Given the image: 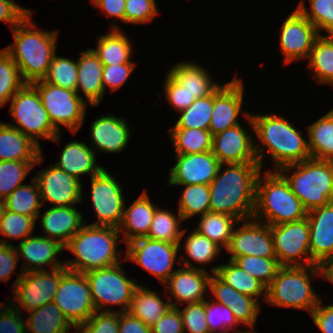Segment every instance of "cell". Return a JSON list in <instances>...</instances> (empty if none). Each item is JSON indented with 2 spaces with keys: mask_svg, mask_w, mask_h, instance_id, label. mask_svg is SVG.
<instances>
[{
  "mask_svg": "<svg viewBox=\"0 0 333 333\" xmlns=\"http://www.w3.org/2000/svg\"><path fill=\"white\" fill-rule=\"evenodd\" d=\"M125 260L135 262L164 284L174 272L179 244L152 240L147 237L135 239L128 244Z\"/></svg>",
  "mask_w": 333,
  "mask_h": 333,
  "instance_id": "5bb4252c",
  "label": "cell"
},
{
  "mask_svg": "<svg viewBox=\"0 0 333 333\" xmlns=\"http://www.w3.org/2000/svg\"><path fill=\"white\" fill-rule=\"evenodd\" d=\"M238 222L239 220L233 216L206 212L201 215L197 228L194 230L226 250L230 244L235 225L238 227Z\"/></svg>",
  "mask_w": 333,
  "mask_h": 333,
  "instance_id": "f35d334b",
  "label": "cell"
},
{
  "mask_svg": "<svg viewBox=\"0 0 333 333\" xmlns=\"http://www.w3.org/2000/svg\"><path fill=\"white\" fill-rule=\"evenodd\" d=\"M26 82L23 80L18 66L10 53L4 48L0 50V108L10 102Z\"/></svg>",
  "mask_w": 333,
  "mask_h": 333,
  "instance_id": "bcb514c9",
  "label": "cell"
},
{
  "mask_svg": "<svg viewBox=\"0 0 333 333\" xmlns=\"http://www.w3.org/2000/svg\"><path fill=\"white\" fill-rule=\"evenodd\" d=\"M67 271L65 267L53 270L34 271L23 273L21 270L14 284L15 304L12 306L21 312L40 308L53 302L56 295L61 276ZM17 302V304H16ZM17 305V306H15Z\"/></svg>",
  "mask_w": 333,
  "mask_h": 333,
  "instance_id": "8fae6325",
  "label": "cell"
},
{
  "mask_svg": "<svg viewBox=\"0 0 333 333\" xmlns=\"http://www.w3.org/2000/svg\"><path fill=\"white\" fill-rule=\"evenodd\" d=\"M310 11L301 0L297 9L315 27L319 34L323 30L333 35V0H309Z\"/></svg>",
  "mask_w": 333,
  "mask_h": 333,
  "instance_id": "681fc988",
  "label": "cell"
},
{
  "mask_svg": "<svg viewBox=\"0 0 333 333\" xmlns=\"http://www.w3.org/2000/svg\"><path fill=\"white\" fill-rule=\"evenodd\" d=\"M280 29L279 45L284 62L287 64L308 59L314 41L320 35L316 27L296 8L285 19Z\"/></svg>",
  "mask_w": 333,
  "mask_h": 333,
  "instance_id": "d6986e66",
  "label": "cell"
},
{
  "mask_svg": "<svg viewBox=\"0 0 333 333\" xmlns=\"http://www.w3.org/2000/svg\"><path fill=\"white\" fill-rule=\"evenodd\" d=\"M0 333H26L25 319L21 318L20 311L12 305L6 307L3 302L0 308Z\"/></svg>",
  "mask_w": 333,
  "mask_h": 333,
  "instance_id": "91938a15",
  "label": "cell"
},
{
  "mask_svg": "<svg viewBox=\"0 0 333 333\" xmlns=\"http://www.w3.org/2000/svg\"><path fill=\"white\" fill-rule=\"evenodd\" d=\"M243 93V81L236 77L221 84L213 92L212 118L209 123L212 136L240 123L238 115L242 110Z\"/></svg>",
  "mask_w": 333,
  "mask_h": 333,
  "instance_id": "44dd1931",
  "label": "cell"
},
{
  "mask_svg": "<svg viewBox=\"0 0 333 333\" xmlns=\"http://www.w3.org/2000/svg\"><path fill=\"white\" fill-rule=\"evenodd\" d=\"M182 221L183 219L179 212L176 216L174 213L164 210V208L161 209L158 206L146 237L152 240L179 244V249H181V241L186 233V230H180Z\"/></svg>",
  "mask_w": 333,
  "mask_h": 333,
  "instance_id": "ab89813d",
  "label": "cell"
},
{
  "mask_svg": "<svg viewBox=\"0 0 333 333\" xmlns=\"http://www.w3.org/2000/svg\"><path fill=\"white\" fill-rule=\"evenodd\" d=\"M206 322L210 333H226L237 330L240 323L235 318L229 307L212 300H205Z\"/></svg>",
  "mask_w": 333,
  "mask_h": 333,
  "instance_id": "816d5d0a",
  "label": "cell"
},
{
  "mask_svg": "<svg viewBox=\"0 0 333 333\" xmlns=\"http://www.w3.org/2000/svg\"><path fill=\"white\" fill-rule=\"evenodd\" d=\"M312 261L321 266L333 258V201L307 212Z\"/></svg>",
  "mask_w": 333,
  "mask_h": 333,
  "instance_id": "603a6c76",
  "label": "cell"
},
{
  "mask_svg": "<svg viewBox=\"0 0 333 333\" xmlns=\"http://www.w3.org/2000/svg\"><path fill=\"white\" fill-rule=\"evenodd\" d=\"M29 13L13 30L14 43L5 49L10 53L26 83L42 80L56 54L57 31H42ZM37 28V29H36Z\"/></svg>",
  "mask_w": 333,
  "mask_h": 333,
  "instance_id": "3957f363",
  "label": "cell"
},
{
  "mask_svg": "<svg viewBox=\"0 0 333 333\" xmlns=\"http://www.w3.org/2000/svg\"><path fill=\"white\" fill-rule=\"evenodd\" d=\"M171 307L170 302H164L155 291L139 284L130 303L128 312L151 327Z\"/></svg>",
  "mask_w": 333,
  "mask_h": 333,
  "instance_id": "e575fe53",
  "label": "cell"
},
{
  "mask_svg": "<svg viewBox=\"0 0 333 333\" xmlns=\"http://www.w3.org/2000/svg\"><path fill=\"white\" fill-rule=\"evenodd\" d=\"M175 154H194L212 150L213 136L209 130L171 128Z\"/></svg>",
  "mask_w": 333,
  "mask_h": 333,
  "instance_id": "b9f144b4",
  "label": "cell"
},
{
  "mask_svg": "<svg viewBox=\"0 0 333 333\" xmlns=\"http://www.w3.org/2000/svg\"><path fill=\"white\" fill-rule=\"evenodd\" d=\"M245 116L252 133L262 143L260 147L255 145V153L261 167L266 149L274 160L276 170L311 158L308 140L304 139L301 131L299 132L286 118L274 113L256 115L245 112Z\"/></svg>",
  "mask_w": 333,
  "mask_h": 333,
  "instance_id": "7a4b0ae2",
  "label": "cell"
},
{
  "mask_svg": "<svg viewBox=\"0 0 333 333\" xmlns=\"http://www.w3.org/2000/svg\"><path fill=\"white\" fill-rule=\"evenodd\" d=\"M185 253L198 264H208L214 262L222 248L212 240L193 230L185 240H183Z\"/></svg>",
  "mask_w": 333,
  "mask_h": 333,
  "instance_id": "f907efd6",
  "label": "cell"
},
{
  "mask_svg": "<svg viewBox=\"0 0 333 333\" xmlns=\"http://www.w3.org/2000/svg\"><path fill=\"white\" fill-rule=\"evenodd\" d=\"M122 186L104 168L91 177V199L97 222L89 225L118 228L122 221L125 196Z\"/></svg>",
  "mask_w": 333,
  "mask_h": 333,
  "instance_id": "9a60e30c",
  "label": "cell"
},
{
  "mask_svg": "<svg viewBox=\"0 0 333 333\" xmlns=\"http://www.w3.org/2000/svg\"><path fill=\"white\" fill-rule=\"evenodd\" d=\"M322 276L330 283H333V258L325 261L321 266Z\"/></svg>",
  "mask_w": 333,
  "mask_h": 333,
  "instance_id": "a7ac6f4b",
  "label": "cell"
},
{
  "mask_svg": "<svg viewBox=\"0 0 333 333\" xmlns=\"http://www.w3.org/2000/svg\"><path fill=\"white\" fill-rule=\"evenodd\" d=\"M176 163L170 169L168 185H209L217 175L221 163L211 151L194 154H176Z\"/></svg>",
  "mask_w": 333,
  "mask_h": 333,
  "instance_id": "ffe728a7",
  "label": "cell"
},
{
  "mask_svg": "<svg viewBox=\"0 0 333 333\" xmlns=\"http://www.w3.org/2000/svg\"><path fill=\"white\" fill-rule=\"evenodd\" d=\"M31 12L13 0H0V21L9 23L12 30Z\"/></svg>",
  "mask_w": 333,
  "mask_h": 333,
  "instance_id": "be15d7a7",
  "label": "cell"
},
{
  "mask_svg": "<svg viewBox=\"0 0 333 333\" xmlns=\"http://www.w3.org/2000/svg\"><path fill=\"white\" fill-rule=\"evenodd\" d=\"M77 78V61L55 54L43 80L52 85L76 91Z\"/></svg>",
  "mask_w": 333,
  "mask_h": 333,
  "instance_id": "7dc6e473",
  "label": "cell"
},
{
  "mask_svg": "<svg viewBox=\"0 0 333 333\" xmlns=\"http://www.w3.org/2000/svg\"><path fill=\"white\" fill-rule=\"evenodd\" d=\"M210 274L215 273L223 282L238 292L255 298L263 296L266 301V287L255 277L241 269L234 261L213 267Z\"/></svg>",
  "mask_w": 333,
  "mask_h": 333,
  "instance_id": "d590c367",
  "label": "cell"
},
{
  "mask_svg": "<svg viewBox=\"0 0 333 333\" xmlns=\"http://www.w3.org/2000/svg\"><path fill=\"white\" fill-rule=\"evenodd\" d=\"M317 274L322 276L319 265L281 266L266 288V303L276 307L307 309L311 314L321 300L310 281Z\"/></svg>",
  "mask_w": 333,
  "mask_h": 333,
  "instance_id": "52a82bcc",
  "label": "cell"
},
{
  "mask_svg": "<svg viewBox=\"0 0 333 333\" xmlns=\"http://www.w3.org/2000/svg\"><path fill=\"white\" fill-rule=\"evenodd\" d=\"M35 174L33 178L38 183L42 205L47 201L54 207H67L83 200L82 182L55 165Z\"/></svg>",
  "mask_w": 333,
  "mask_h": 333,
  "instance_id": "ac0fdd59",
  "label": "cell"
},
{
  "mask_svg": "<svg viewBox=\"0 0 333 333\" xmlns=\"http://www.w3.org/2000/svg\"><path fill=\"white\" fill-rule=\"evenodd\" d=\"M77 67L76 93L78 94L79 89H81L87 104L99 105L105 93L102 82L103 64L93 48L81 52Z\"/></svg>",
  "mask_w": 333,
  "mask_h": 333,
  "instance_id": "83f0119b",
  "label": "cell"
},
{
  "mask_svg": "<svg viewBox=\"0 0 333 333\" xmlns=\"http://www.w3.org/2000/svg\"><path fill=\"white\" fill-rule=\"evenodd\" d=\"M17 250L4 238L0 240V280L7 282L13 275L18 264Z\"/></svg>",
  "mask_w": 333,
  "mask_h": 333,
  "instance_id": "94428289",
  "label": "cell"
},
{
  "mask_svg": "<svg viewBox=\"0 0 333 333\" xmlns=\"http://www.w3.org/2000/svg\"><path fill=\"white\" fill-rule=\"evenodd\" d=\"M251 134L238 124L213 135L212 152L221 164L258 163Z\"/></svg>",
  "mask_w": 333,
  "mask_h": 333,
  "instance_id": "7402d4cb",
  "label": "cell"
},
{
  "mask_svg": "<svg viewBox=\"0 0 333 333\" xmlns=\"http://www.w3.org/2000/svg\"><path fill=\"white\" fill-rule=\"evenodd\" d=\"M238 225V228H234L226 249L231 254L229 260L247 255L276 258L270 225L253 218L243 220L242 225L239 221Z\"/></svg>",
  "mask_w": 333,
  "mask_h": 333,
  "instance_id": "e0dca14e",
  "label": "cell"
},
{
  "mask_svg": "<svg viewBox=\"0 0 333 333\" xmlns=\"http://www.w3.org/2000/svg\"><path fill=\"white\" fill-rule=\"evenodd\" d=\"M185 188L179 197L178 212L183 220L194 215H204L210 212V188L209 185L195 184L183 185Z\"/></svg>",
  "mask_w": 333,
  "mask_h": 333,
  "instance_id": "ee69618b",
  "label": "cell"
},
{
  "mask_svg": "<svg viewBox=\"0 0 333 333\" xmlns=\"http://www.w3.org/2000/svg\"><path fill=\"white\" fill-rule=\"evenodd\" d=\"M247 328H249V330L248 331H238V332H234V333H256L255 331H253V327H247ZM253 331V332H252ZM226 333H231V332H226Z\"/></svg>",
  "mask_w": 333,
  "mask_h": 333,
  "instance_id": "2644e50d",
  "label": "cell"
},
{
  "mask_svg": "<svg viewBox=\"0 0 333 333\" xmlns=\"http://www.w3.org/2000/svg\"><path fill=\"white\" fill-rule=\"evenodd\" d=\"M213 93L205 97L195 99L186 109L178 112L180 117L172 128L202 129L209 130L212 118Z\"/></svg>",
  "mask_w": 333,
  "mask_h": 333,
  "instance_id": "f6af8a7d",
  "label": "cell"
},
{
  "mask_svg": "<svg viewBox=\"0 0 333 333\" xmlns=\"http://www.w3.org/2000/svg\"><path fill=\"white\" fill-rule=\"evenodd\" d=\"M224 165L226 169L220 173ZM260 172L259 163L221 164L217 175L209 184L210 212L233 216L241 223L251 219Z\"/></svg>",
  "mask_w": 333,
  "mask_h": 333,
  "instance_id": "6da1fadb",
  "label": "cell"
},
{
  "mask_svg": "<svg viewBox=\"0 0 333 333\" xmlns=\"http://www.w3.org/2000/svg\"><path fill=\"white\" fill-rule=\"evenodd\" d=\"M40 95L53 127L60 133V125L75 134L82 126L87 102L76 91L64 89L43 79L31 83Z\"/></svg>",
  "mask_w": 333,
  "mask_h": 333,
  "instance_id": "30bf717a",
  "label": "cell"
},
{
  "mask_svg": "<svg viewBox=\"0 0 333 333\" xmlns=\"http://www.w3.org/2000/svg\"><path fill=\"white\" fill-rule=\"evenodd\" d=\"M53 302L71 322L72 328L84 324L96 311L85 273L67 270L60 278Z\"/></svg>",
  "mask_w": 333,
  "mask_h": 333,
  "instance_id": "7c38bea8",
  "label": "cell"
},
{
  "mask_svg": "<svg viewBox=\"0 0 333 333\" xmlns=\"http://www.w3.org/2000/svg\"><path fill=\"white\" fill-rule=\"evenodd\" d=\"M264 172L263 178L261 172L257 178L256 203L252 218L270 226L305 218L307 211L292 192L284 176L278 170Z\"/></svg>",
  "mask_w": 333,
  "mask_h": 333,
  "instance_id": "5b68a950",
  "label": "cell"
},
{
  "mask_svg": "<svg viewBox=\"0 0 333 333\" xmlns=\"http://www.w3.org/2000/svg\"><path fill=\"white\" fill-rule=\"evenodd\" d=\"M181 256L177 259L183 265L180 269L174 270L169 279L163 284L171 292L176 301L169 299L171 307L178 308L181 303L191 304L205 301L204 293L209 291V279L206 268H198L189 259ZM169 289H168V288ZM168 289V290H167ZM177 302V304H176Z\"/></svg>",
  "mask_w": 333,
  "mask_h": 333,
  "instance_id": "2e32d148",
  "label": "cell"
},
{
  "mask_svg": "<svg viewBox=\"0 0 333 333\" xmlns=\"http://www.w3.org/2000/svg\"><path fill=\"white\" fill-rule=\"evenodd\" d=\"M94 6L105 12L108 17L125 22L126 0H91Z\"/></svg>",
  "mask_w": 333,
  "mask_h": 333,
  "instance_id": "003e7915",
  "label": "cell"
},
{
  "mask_svg": "<svg viewBox=\"0 0 333 333\" xmlns=\"http://www.w3.org/2000/svg\"><path fill=\"white\" fill-rule=\"evenodd\" d=\"M5 201L3 199H0V222L2 221V218L4 216L5 213Z\"/></svg>",
  "mask_w": 333,
  "mask_h": 333,
  "instance_id": "89a4df30",
  "label": "cell"
},
{
  "mask_svg": "<svg viewBox=\"0 0 333 333\" xmlns=\"http://www.w3.org/2000/svg\"><path fill=\"white\" fill-rule=\"evenodd\" d=\"M168 73L195 99L211 95L221 84L213 82L210 74L195 62H178Z\"/></svg>",
  "mask_w": 333,
  "mask_h": 333,
  "instance_id": "1f68e13d",
  "label": "cell"
},
{
  "mask_svg": "<svg viewBox=\"0 0 333 333\" xmlns=\"http://www.w3.org/2000/svg\"><path fill=\"white\" fill-rule=\"evenodd\" d=\"M4 201L6 210L33 217L37 221L42 201L38 183L33 177L31 184L17 187Z\"/></svg>",
  "mask_w": 333,
  "mask_h": 333,
  "instance_id": "60d3db41",
  "label": "cell"
},
{
  "mask_svg": "<svg viewBox=\"0 0 333 333\" xmlns=\"http://www.w3.org/2000/svg\"><path fill=\"white\" fill-rule=\"evenodd\" d=\"M135 66V63L103 65L102 82L104 92H106L107 87L113 92L121 88L134 71Z\"/></svg>",
  "mask_w": 333,
  "mask_h": 333,
  "instance_id": "680465c9",
  "label": "cell"
},
{
  "mask_svg": "<svg viewBox=\"0 0 333 333\" xmlns=\"http://www.w3.org/2000/svg\"><path fill=\"white\" fill-rule=\"evenodd\" d=\"M130 127L126 118L113 114L96 118L91 124L92 149L97 152L119 153L130 139ZM97 150V151H96Z\"/></svg>",
  "mask_w": 333,
  "mask_h": 333,
  "instance_id": "484cf974",
  "label": "cell"
},
{
  "mask_svg": "<svg viewBox=\"0 0 333 333\" xmlns=\"http://www.w3.org/2000/svg\"><path fill=\"white\" fill-rule=\"evenodd\" d=\"M36 220L33 217L18 214L5 210L2 221L0 222V234L5 239H20L23 241L27 237L33 235Z\"/></svg>",
  "mask_w": 333,
  "mask_h": 333,
  "instance_id": "f5cc1de1",
  "label": "cell"
},
{
  "mask_svg": "<svg viewBox=\"0 0 333 333\" xmlns=\"http://www.w3.org/2000/svg\"><path fill=\"white\" fill-rule=\"evenodd\" d=\"M41 147L13 126L0 122V161H36Z\"/></svg>",
  "mask_w": 333,
  "mask_h": 333,
  "instance_id": "4dcf8cb0",
  "label": "cell"
},
{
  "mask_svg": "<svg viewBox=\"0 0 333 333\" xmlns=\"http://www.w3.org/2000/svg\"><path fill=\"white\" fill-rule=\"evenodd\" d=\"M27 313L26 333H69L73 326L54 302Z\"/></svg>",
  "mask_w": 333,
  "mask_h": 333,
  "instance_id": "836d02e7",
  "label": "cell"
},
{
  "mask_svg": "<svg viewBox=\"0 0 333 333\" xmlns=\"http://www.w3.org/2000/svg\"><path fill=\"white\" fill-rule=\"evenodd\" d=\"M41 218L43 231L47 234L44 237L56 240L65 246L68 241L85 224L82 214L75 206L54 207L46 210ZM49 235V236H48Z\"/></svg>",
  "mask_w": 333,
  "mask_h": 333,
  "instance_id": "4316f807",
  "label": "cell"
},
{
  "mask_svg": "<svg viewBox=\"0 0 333 333\" xmlns=\"http://www.w3.org/2000/svg\"><path fill=\"white\" fill-rule=\"evenodd\" d=\"M164 92L166 100L170 105L180 112L188 108L195 98L184 87L179 84L169 73L166 74Z\"/></svg>",
  "mask_w": 333,
  "mask_h": 333,
  "instance_id": "6f0895ef",
  "label": "cell"
},
{
  "mask_svg": "<svg viewBox=\"0 0 333 333\" xmlns=\"http://www.w3.org/2000/svg\"><path fill=\"white\" fill-rule=\"evenodd\" d=\"M43 160L42 153L36 161H0V199H6L17 187L22 186V181L30 170Z\"/></svg>",
  "mask_w": 333,
  "mask_h": 333,
  "instance_id": "7bdbcfd3",
  "label": "cell"
},
{
  "mask_svg": "<svg viewBox=\"0 0 333 333\" xmlns=\"http://www.w3.org/2000/svg\"><path fill=\"white\" fill-rule=\"evenodd\" d=\"M320 300L311 312V318L322 333H333V304L322 306Z\"/></svg>",
  "mask_w": 333,
  "mask_h": 333,
  "instance_id": "e7e4bbea",
  "label": "cell"
},
{
  "mask_svg": "<svg viewBox=\"0 0 333 333\" xmlns=\"http://www.w3.org/2000/svg\"><path fill=\"white\" fill-rule=\"evenodd\" d=\"M155 0H126L125 23L143 24L159 14Z\"/></svg>",
  "mask_w": 333,
  "mask_h": 333,
  "instance_id": "9f6ffc18",
  "label": "cell"
},
{
  "mask_svg": "<svg viewBox=\"0 0 333 333\" xmlns=\"http://www.w3.org/2000/svg\"><path fill=\"white\" fill-rule=\"evenodd\" d=\"M151 333H184L180 311L170 307L161 319L151 326Z\"/></svg>",
  "mask_w": 333,
  "mask_h": 333,
  "instance_id": "6125c7cd",
  "label": "cell"
},
{
  "mask_svg": "<svg viewBox=\"0 0 333 333\" xmlns=\"http://www.w3.org/2000/svg\"><path fill=\"white\" fill-rule=\"evenodd\" d=\"M308 66L319 84L333 86V35L320 34L308 57Z\"/></svg>",
  "mask_w": 333,
  "mask_h": 333,
  "instance_id": "74e56055",
  "label": "cell"
},
{
  "mask_svg": "<svg viewBox=\"0 0 333 333\" xmlns=\"http://www.w3.org/2000/svg\"><path fill=\"white\" fill-rule=\"evenodd\" d=\"M184 333H210L206 322L205 301L186 304L180 309Z\"/></svg>",
  "mask_w": 333,
  "mask_h": 333,
  "instance_id": "11a10c76",
  "label": "cell"
},
{
  "mask_svg": "<svg viewBox=\"0 0 333 333\" xmlns=\"http://www.w3.org/2000/svg\"><path fill=\"white\" fill-rule=\"evenodd\" d=\"M15 248L18 259L23 257V260H25L22 266L23 273L49 270L43 268L44 265L51 266V270L65 267V263L58 262L57 259V254L63 252L64 246L56 240L44 237V235H31L21 241Z\"/></svg>",
  "mask_w": 333,
  "mask_h": 333,
  "instance_id": "cb8c5ba5",
  "label": "cell"
},
{
  "mask_svg": "<svg viewBox=\"0 0 333 333\" xmlns=\"http://www.w3.org/2000/svg\"><path fill=\"white\" fill-rule=\"evenodd\" d=\"M95 157L96 152L85 142L74 140L64 146L60 159L54 165L81 181V176L90 175L91 178L103 169Z\"/></svg>",
  "mask_w": 333,
  "mask_h": 333,
  "instance_id": "f546056e",
  "label": "cell"
},
{
  "mask_svg": "<svg viewBox=\"0 0 333 333\" xmlns=\"http://www.w3.org/2000/svg\"><path fill=\"white\" fill-rule=\"evenodd\" d=\"M146 190L126 209L124 207L122 221L118 227L119 233H123L126 244L146 237L154 217L157 205H154ZM122 225V226H121Z\"/></svg>",
  "mask_w": 333,
  "mask_h": 333,
  "instance_id": "f1b7e54d",
  "label": "cell"
},
{
  "mask_svg": "<svg viewBox=\"0 0 333 333\" xmlns=\"http://www.w3.org/2000/svg\"><path fill=\"white\" fill-rule=\"evenodd\" d=\"M118 333H151V327L128 311H120Z\"/></svg>",
  "mask_w": 333,
  "mask_h": 333,
  "instance_id": "03108f58",
  "label": "cell"
},
{
  "mask_svg": "<svg viewBox=\"0 0 333 333\" xmlns=\"http://www.w3.org/2000/svg\"><path fill=\"white\" fill-rule=\"evenodd\" d=\"M110 28V32L97 38V48L93 49L102 64L118 65L135 63L130 60L133 50L131 41L123 34L122 29L116 23Z\"/></svg>",
  "mask_w": 333,
  "mask_h": 333,
  "instance_id": "d6a6232c",
  "label": "cell"
},
{
  "mask_svg": "<svg viewBox=\"0 0 333 333\" xmlns=\"http://www.w3.org/2000/svg\"><path fill=\"white\" fill-rule=\"evenodd\" d=\"M232 261L245 272L259 280L266 288L270 285L281 267L277 258L247 255L236 257Z\"/></svg>",
  "mask_w": 333,
  "mask_h": 333,
  "instance_id": "c3c4849f",
  "label": "cell"
},
{
  "mask_svg": "<svg viewBox=\"0 0 333 333\" xmlns=\"http://www.w3.org/2000/svg\"><path fill=\"white\" fill-rule=\"evenodd\" d=\"M119 311H95L75 333H118Z\"/></svg>",
  "mask_w": 333,
  "mask_h": 333,
  "instance_id": "db71d44e",
  "label": "cell"
},
{
  "mask_svg": "<svg viewBox=\"0 0 333 333\" xmlns=\"http://www.w3.org/2000/svg\"><path fill=\"white\" fill-rule=\"evenodd\" d=\"M276 258L281 266L316 265L310 256L309 222L307 217L270 226Z\"/></svg>",
  "mask_w": 333,
  "mask_h": 333,
  "instance_id": "4fadbf2b",
  "label": "cell"
},
{
  "mask_svg": "<svg viewBox=\"0 0 333 333\" xmlns=\"http://www.w3.org/2000/svg\"><path fill=\"white\" fill-rule=\"evenodd\" d=\"M85 275L96 311H111L108 309L109 305H121L123 306L121 312L128 311L139 284L135 279L126 276L120 263L87 271Z\"/></svg>",
  "mask_w": 333,
  "mask_h": 333,
  "instance_id": "9c48e42d",
  "label": "cell"
},
{
  "mask_svg": "<svg viewBox=\"0 0 333 333\" xmlns=\"http://www.w3.org/2000/svg\"><path fill=\"white\" fill-rule=\"evenodd\" d=\"M120 233L118 228L111 226L86 225L68 241L64 249L75 255L74 260H67L65 268L69 271L85 273L120 263L117 256L122 250L116 247Z\"/></svg>",
  "mask_w": 333,
  "mask_h": 333,
  "instance_id": "277c9868",
  "label": "cell"
},
{
  "mask_svg": "<svg viewBox=\"0 0 333 333\" xmlns=\"http://www.w3.org/2000/svg\"><path fill=\"white\" fill-rule=\"evenodd\" d=\"M10 101V115L18 125L7 124L18 129L39 147V138L60 142L61 134L53 127L38 90L31 83H26Z\"/></svg>",
  "mask_w": 333,
  "mask_h": 333,
  "instance_id": "ba28073f",
  "label": "cell"
},
{
  "mask_svg": "<svg viewBox=\"0 0 333 333\" xmlns=\"http://www.w3.org/2000/svg\"><path fill=\"white\" fill-rule=\"evenodd\" d=\"M209 292L213 294L215 302L229 307L240 324L254 327L260 313L259 301L233 289L215 273L209 279Z\"/></svg>",
  "mask_w": 333,
  "mask_h": 333,
  "instance_id": "d4e9b609",
  "label": "cell"
},
{
  "mask_svg": "<svg viewBox=\"0 0 333 333\" xmlns=\"http://www.w3.org/2000/svg\"><path fill=\"white\" fill-rule=\"evenodd\" d=\"M289 170L294 171L286 175ZM278 171L307 212L333 201V161L309 158L283 166Z\"/></svg>",
  "mask_w": 333,
  "mask_h": 333,
  "instance_id": "8992f818",
  "label": "cell"
},
{
  "mask_svg": "<svg viewBox=\"0 0 333 333\" xmlns=\"http://www.w3.org/2000/svg\"><path fill=\"white\" fill-rule=\"evenodd\" d=\"M307 130L311 158L333 161V109L310 124Z\"/></svg>",
  "mask_w": 333,
  "mask_h": 333,
  "instance_id": "8d00e7d4",
  "label": "cell"
}]
</instances>
